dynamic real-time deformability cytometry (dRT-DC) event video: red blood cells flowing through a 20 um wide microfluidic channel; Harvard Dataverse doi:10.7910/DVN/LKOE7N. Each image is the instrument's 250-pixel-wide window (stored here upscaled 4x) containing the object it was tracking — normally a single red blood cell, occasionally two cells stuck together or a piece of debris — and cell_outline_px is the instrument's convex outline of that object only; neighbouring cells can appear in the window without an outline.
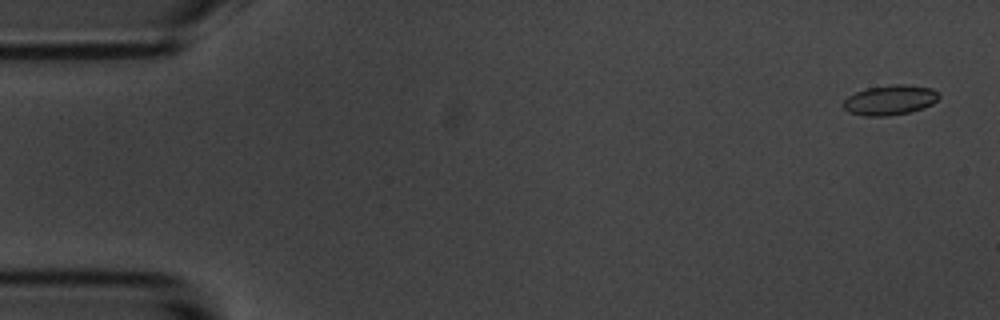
{"species": "common noctule bat (a hibernating species)", "species_latin": "Nyctalus noctula", "temperature_condition": "room temperature", "stored_images_in_passage": 15, "camera_frame_rate_fps": 3000, "um_per_image_px": 0.085, "animal": {"sex": "male", "body_mass_g": 20.1, "forearm_length_mm": 53.5}, "frame": {"image": 1, "passage_image": 1, "time_ms": 0.0, "image_size_px": [1000, 320], "cell_outline_px": [[940, 96], [932, 104], [924, 108], [908, 112], [888, 116], [864, 116], [848, 112], [840, 104], [848, 96], [856, 92], [868, 88], [892, 84], [904, 84], [932, 88]], "centroid_in_image_um": [75.61, 8.51], "position_along_channel_um": 9.4, "area_um2": 16.7}}
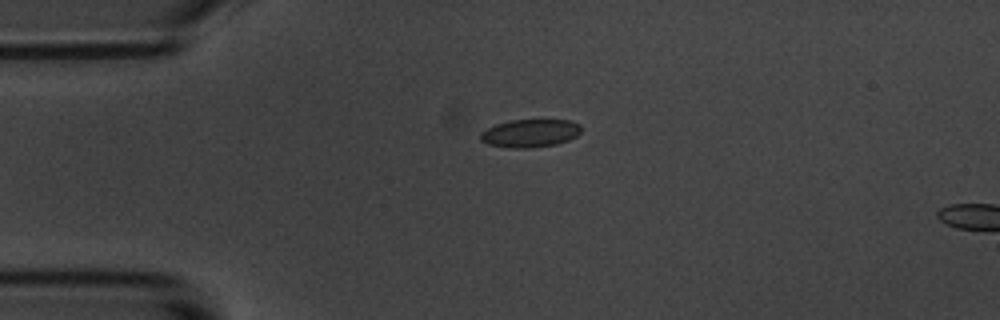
{"frame": {"image": 2, "passage_image": 12, "time_ms": 3.667, "image_size_px": [1000, 320], "cell_outline_px": [[580, 132], [576, 136], [568, 140], [556, 144], [532, 148], [512, 148], [488, 144], [480, 140], [480, 132], [496, 124], [512, 120], [568, 120], [580, 124]], "centroid_in_image_um": [45.05, 11.33], "position_along_channel_um": 40.0, "area_um2": 16.36}}